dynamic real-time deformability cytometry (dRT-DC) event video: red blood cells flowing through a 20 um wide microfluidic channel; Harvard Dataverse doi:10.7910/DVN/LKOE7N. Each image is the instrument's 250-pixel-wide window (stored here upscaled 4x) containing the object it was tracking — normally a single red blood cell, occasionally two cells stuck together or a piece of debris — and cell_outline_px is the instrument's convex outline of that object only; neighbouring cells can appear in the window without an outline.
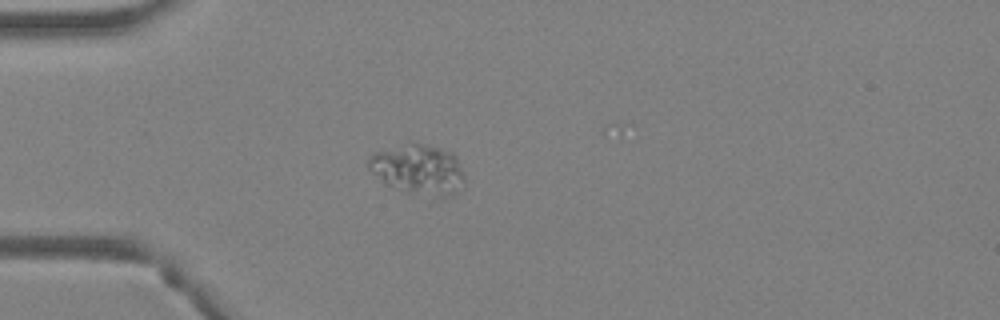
{"species": "Egyptian fruit bat (a non-hibernating species)", "species_latin": "Rousettus aegyptiacus", "temperature_condition": "warm", "stored_images_in_passage": 24, "camera_frame_rate_fps": 3000, "um_per_image_px": 0.085, "animal": {"sex": "female"}, "frame": {"image": 1, "passage_image": 14, "time_ms": 4.333, "image_size_px": [1000, 320], "cell_outline_px": [[464, 188], [452, 196], [440, 200], [408, 192], [388, 184], [372, 172], [368, 168], [368, 156], [376, 152], [412, 144], [424, 144], [440, 148], [452, 152], [456, 156], [464, 176]], "centroid_in_image_um": [35.65, 14.47], "position_along_channel_um": 49.4, "area_um2": 27.98}}